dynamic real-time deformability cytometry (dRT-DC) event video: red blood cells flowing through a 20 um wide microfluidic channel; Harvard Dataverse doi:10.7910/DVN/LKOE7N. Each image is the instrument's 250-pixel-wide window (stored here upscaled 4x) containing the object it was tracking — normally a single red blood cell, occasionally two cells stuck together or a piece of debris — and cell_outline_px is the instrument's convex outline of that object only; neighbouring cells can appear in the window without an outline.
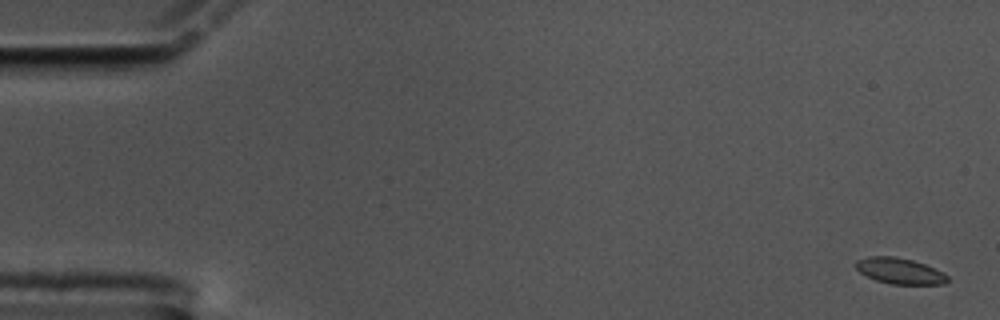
{"species": "common noctule bat (a hibernating species)", "species_latin": "Nyctalus noctula", "temperature_condition": "cold", "stored_images_in_passage": 58, "camera_frame_rate_fps": 3000, "um_per_image_px": 0.085, "animal": {"sex": "male", "body_mass_g": 17.5, "forearm_length_mm": 52.3}, "frame": {"image": 1, "passage_image": 1, "time_ms": 0.0, "image_size_px": [1000, 320], "cell_outline_px": [[948, 280], [944, 284], [892, 284], [876, 280], [860, 272], [856, 268], [856, 260], [868, 256], [892, 256], [912, 260], [924, 264], [944, 272], [948, 276]], "centroid_in_image_um": [76.48, 23.03], "position_along_channel_um": 8.5, "area_um2": 13.76}}
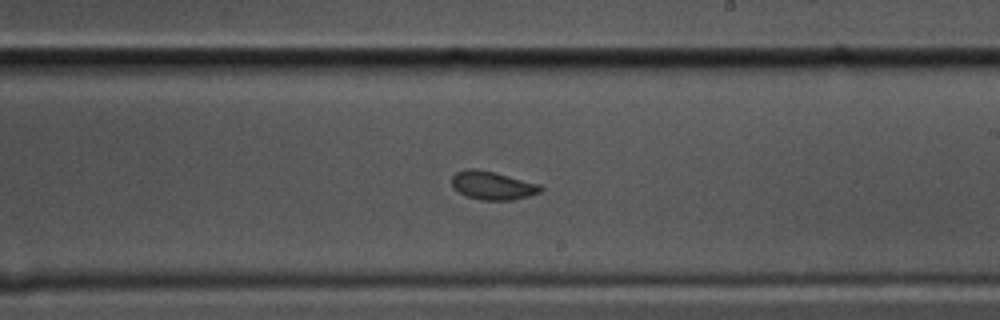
{"frame": {"image": 2, "passage_image": 34, "time_ms": 11.0, "image_size_px": [1000, 320], "cell_outline_px": [[544, 188], [540, 192], [528, 196], [512, 200], [480, 200], [468, 196], [452, 188], [452, 176], [456, 172], [468, 168], [472, 168], [492, 172], [540, 184]], "centroid_in_image_um": [41.86, 15.77], "position_along_channel_um": 247.1, "area_um2": 14.51}}
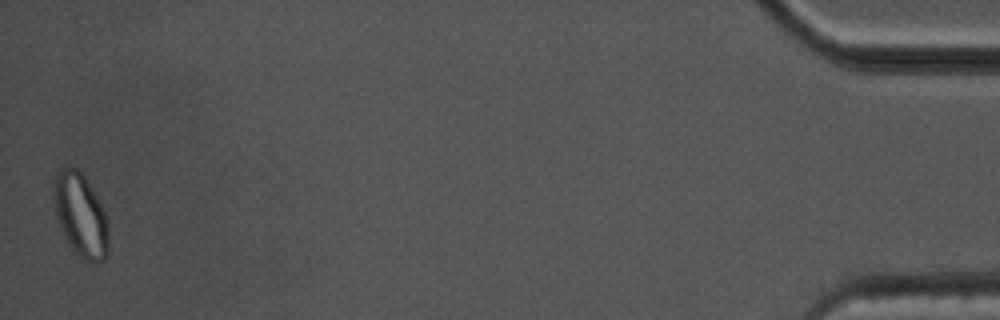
{"frame": {"image": 3, "passage_image": 58, "time_ms": 19.0, "image_size_px": [1000, 320], "cell_outline_px": [[108, 252], [104, 260], [96, 264], [92, 264], [84, 260], [68, 244], [56, 220], [52, 188], [56, 172], [64, 164], [76, 168], [84, 176], [100, 204], [104, 212], [108, 228]], "centroid_in_image_um": [6.81, 18.29], "position_along_channel_um": 428.4, "area_um2": 26.88}}